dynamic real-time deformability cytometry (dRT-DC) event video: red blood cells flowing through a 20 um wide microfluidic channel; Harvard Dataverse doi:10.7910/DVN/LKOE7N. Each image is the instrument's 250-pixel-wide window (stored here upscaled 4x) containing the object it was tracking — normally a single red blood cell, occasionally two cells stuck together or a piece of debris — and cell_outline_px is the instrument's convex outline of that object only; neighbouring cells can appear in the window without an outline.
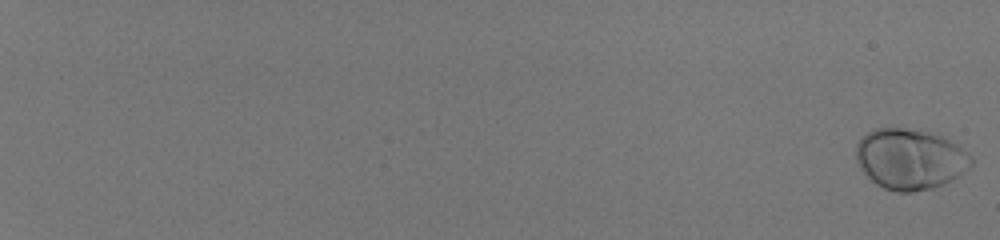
{"species": "human", "species_latin": "Homo sapiens", "temperature_condition": "room temperature", "stored_images_in_passage": 57, "camera_frame_rate_fps": 3000, "um_per_image_px": 0.085, "donor": {"sex": "male"}, "frame": {"image": 1, "passage_image": 1, "time_ms": 0.0, "image_size_px": [1000, 240], "cell_outline_px": [[976, 160], [960, 176], [944, 184], [932, 188], [912, 192], [896, 192], [884, 188], [876, 184], [864, 172], [856, 160], [856, 144], [868, 132], [876, 128], [920, 128], [940, 132], [968, 152]], "centroid_in_image_um": [77.42, 13.49], "position_along_channel_um": 7.6, "area_um2": 41.56}}
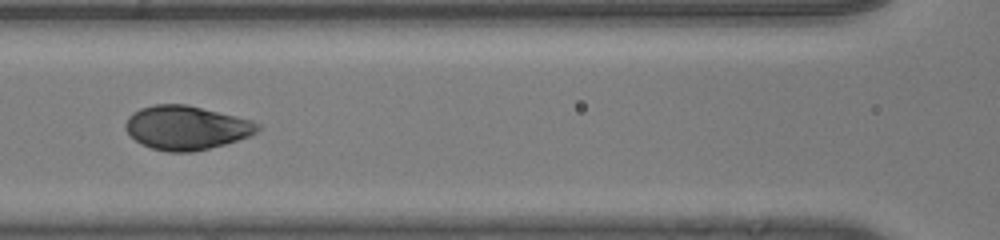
{"frame": {"image": 2, "passage_image": 33, "time_ms": 10.667, "image_size_px": [1000, 240], "cell_outline_px": [[260, 128], [252, 136], [224, 144], [192, 152], [168, 152], [152, 148], [140, 144], [124, 128], [124, 124], [128, 116], [132, 112], [140, 108], [152, 104], [188, 104], [252, 120], [260, 124]], "centroid_in_image_um": [15.83, 10.84], "position_along_channel_um": 150.8, "area_um2": 34.04}}
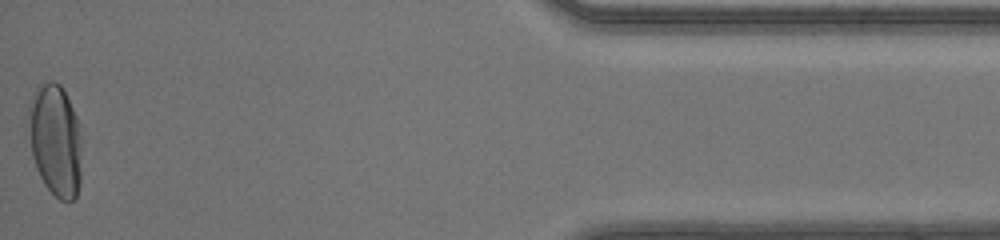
{"frame": {"image": 3, "passage_image": 57, "time_ms": 18.667, "image_size_px": [1000, 240], "cell_outline_px": [[84, 140], [80, 184], [76, 196], [68, 204], [60, 200], [44, 184], [36, 168], [32, 156], [28, 108], [28, 104], [36, 88], [40, 84], [48, 80], [52, 80], [60, 84], [80, 124]], "centroid_in_image_um": [4.76, 11.94], "position_along_channel_um": 430.4, "area_um2": 35.6}, "authors_computed_cell_mechanics": {"area_um2": 35.6048, "velocity_mm_per_s": 4.1614, "shape_relaxation_time_tau1_ms": 2.597, "shape_relaxation_time_tau2_ms": null, "deformation_change_tau1": 0.1836, "deformation_change_tau2": null}}